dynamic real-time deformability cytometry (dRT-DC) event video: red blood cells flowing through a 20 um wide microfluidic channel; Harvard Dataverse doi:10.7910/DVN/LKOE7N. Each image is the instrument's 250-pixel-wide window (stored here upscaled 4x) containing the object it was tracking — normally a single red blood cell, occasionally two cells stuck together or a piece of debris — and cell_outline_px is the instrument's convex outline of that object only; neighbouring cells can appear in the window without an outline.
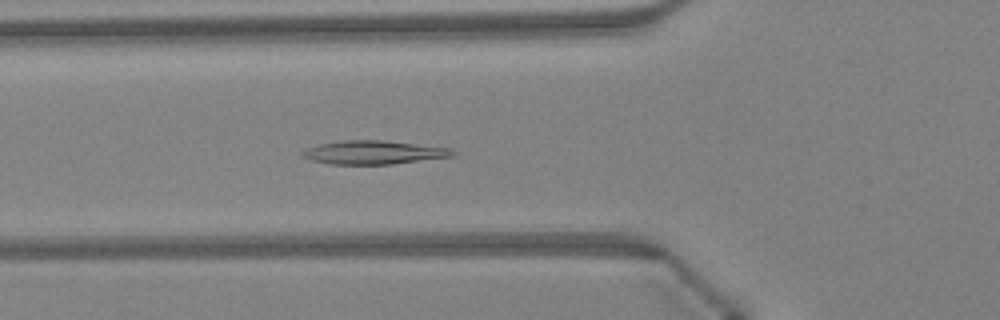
{"species": "Egyptian fruit bat (a non-hibernating species)", "species_latin": "Rousettus aegyptiacus", "temperature_condition": "warm", "stored_images_in_passage": 46, "camera_frame_rate_fps": 3000, "um_per_image_px": 0.085, "animal": {"sex": "female"}, "frame": {"image": 1, "passage_image": 16, "time_ms": 5.0, "image_size_px": [1000, 320], "cell_outline_px": [[456, 152], [452, 156], [392, 164], [328, 164], [308, 160], [300, 156], [300, 152], [308, 148], [320, 144], [344, 140], [384, 140], [452, 148]], "centroid_in_image_um": [31.72, 12.95], "position_along_channel_um": 94.1, "area_um2": 20.69}}
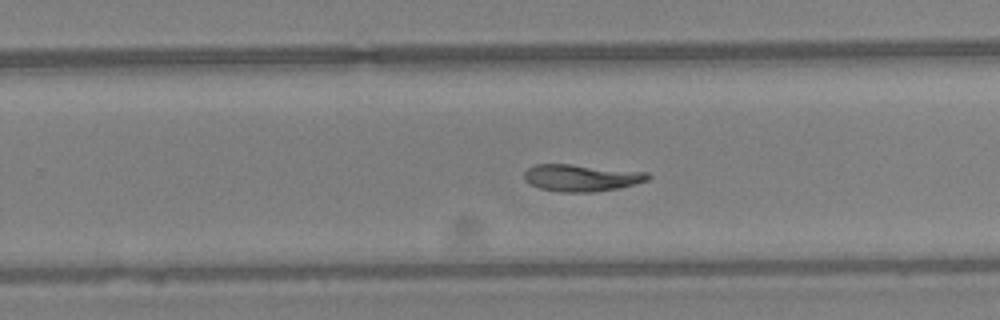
{"frame": {"image": 2, "passage_image": 29, "time_ms": 9.333, "image_size_px": [1000, 320], "cell_outline_px": [[652, 176], [648, 180], [636, 184], [616, 188], [592, 192], [560, 192], [540, 188], [524, 180], [524, 172], [528, 168], [536, 164], [572, 164], [648, 172]], "centroid_in_image_um": [49.43, 15.1], "position_along_channel_um": 280.4, "area_um2": 19.42}}
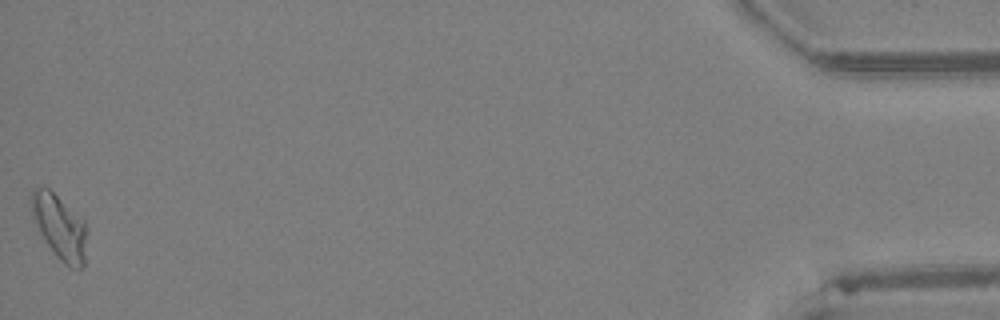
{"frame": {"image": 3, "passage_image": 46, "time_ms": 15.0, "image_size_px": [1000, 320], "cell_outline_px": [[88, 232], [84, 264], [76, 272], [68, 268], [56, 256], [44, 240], [32, 216], [32, 188], [48, 188], [84, 220]], "centroid_in_image_um": [5.12, 19.37], "position_along_channel_um": 430.1, "area_um2": 20.92}, "authors_computed_cell_mechanics": {"area_um2": 20.0277, "velocity_mm_per_s": 4.3246, "shape_relaxation_time_tau1_ms": 8.4816, "shape_relaxation_time_tau2_ms": null, "deformation_change_tau1": 0.1989, "deformation_change_tau2": null}}